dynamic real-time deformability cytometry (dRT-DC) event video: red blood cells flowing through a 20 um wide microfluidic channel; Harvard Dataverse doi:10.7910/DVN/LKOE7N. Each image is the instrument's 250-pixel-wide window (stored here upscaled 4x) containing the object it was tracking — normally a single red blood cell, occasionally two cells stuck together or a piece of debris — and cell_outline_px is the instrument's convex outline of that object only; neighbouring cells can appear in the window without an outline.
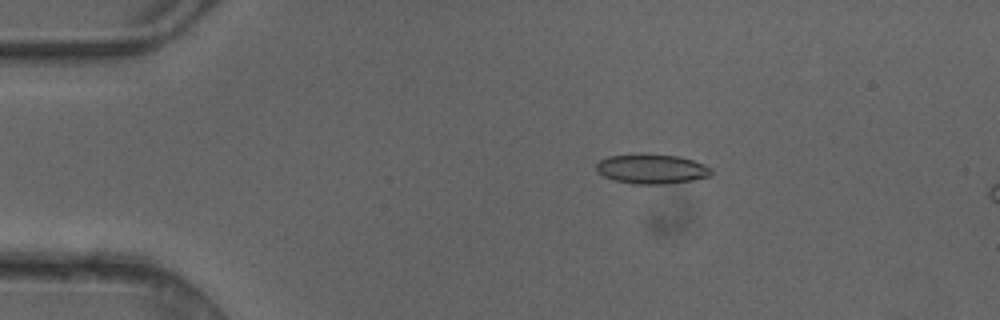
{"species": "common noctule bat (a hibernating species)", "species_latin": "Nyctalus noctula", "temperature_condition": "cold", "stored_images_in_passage": 4, "camera_frame_rate_fps": 3000, "um_per_image_px": 0.085, "animal": {"sex": "female"}, "frame": {"image": 1, "passage_image": 3, "time_ms": 0.667, "image_size_px": [1000, 320], "cell_outline_px": [[712, 176], [692, 180], [664, 184], [632, 184], [616, 180], [604, 176], [596, 172], [596, 164], [600, 160], [608, 156], [640, 152], [680, 156], [704, 164], [712, 168]], "centroid_in_image_um": [55.39, 14.33], "position_along_channel_um": 29.6, "area_um2": 20.35}}